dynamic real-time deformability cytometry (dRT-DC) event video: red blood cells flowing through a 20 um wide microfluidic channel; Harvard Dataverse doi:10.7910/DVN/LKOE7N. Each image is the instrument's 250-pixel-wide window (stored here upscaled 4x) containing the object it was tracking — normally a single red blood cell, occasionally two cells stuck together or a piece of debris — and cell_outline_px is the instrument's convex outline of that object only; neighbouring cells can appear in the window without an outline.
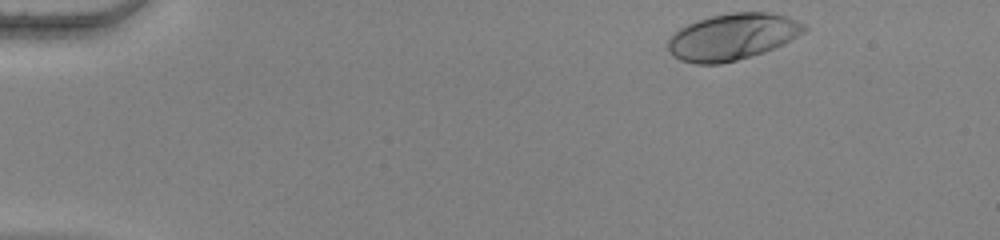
{"species": "human", "species_latin": "Homo sapiens", "temperature_condition": "warm", "stored_images_in_passage": 48, "camera_frame_rate_fps": 3000, "um_per_image_px": 0.085, "donor": {"sex": "female"}, "frame": {"image": 1, "passage_image": 1, "time_ms": 0.0, "image_size_px": [1000, 240], "cell_outline_px": [[808, 28], [804, 32], [764, 52], [736, 60], [720, 64], [696, 64], [680, 60], [672, 56], [668, 48], [668, 40], [680, 28], [688, 24], [712, 16], [732, 12], [772, 12], [796, 20], [804, 24]], "centroid_in_image_um": [62.23, 3.13], "position_along_channel_um": 22.8, "area_um2": 36.41}}
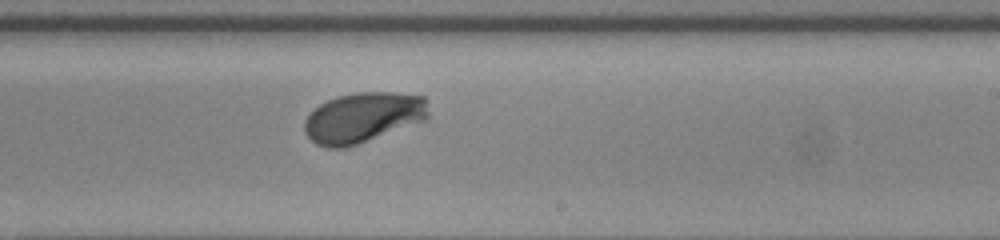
{"frame": {"image": 2, "passage_image": 28, "time_ms": 9.0, "image_size_px": [1000, 240], "cell_outline_px": [[428, 116], [424, 120], [356, 144], [344, 148], [328, 148], [316, 144], [304, 132], [304, 120], [320, 104], [328, 100], [340, 96], [356, 92], [392, 92], [424, 96], [428, 112]], "centroid_in_image_um": [30.83, 9.98], "position_along_channel_um": 258.2, "area_um2": 35.78}}
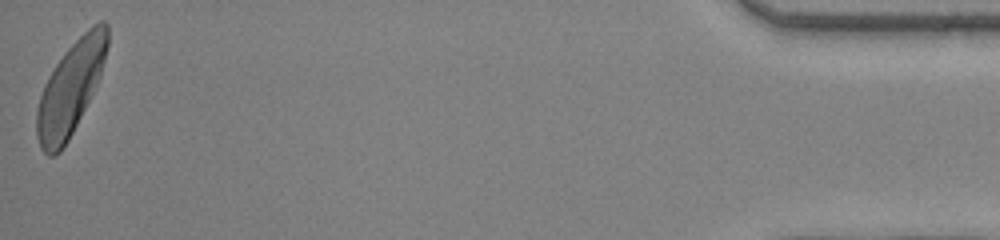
{"frame": {"image": 3, "passage_image": 48, "time_ms": 15.667, "image_size_px": [1000, 240], "cell_outline_px": [[108, 44], [100, 76], [68, 140], [60, 152], [52, 156], [48, 156], [40, 148], [36, 136], [36, 112], [40, 96], [44, 84], [48, 76], [64, 52], [92, 24], [100, 20], [104, 20], [108, 24]], "centroid_in_image_um": [5.97, 7.49], "position_along_channel_um": 429.2, "area_um2": 37.69}, "authors_computed_cell_mechanics": {"area_um2": 35.9805, "velocity_mm_per_s": 3.8235, "shape_relaxation_time_tau1_ms": 2.3661, "shape_relaxation_time_tau2_ms": null, "deformation_change_tau1": 0.1858, "deformation_change_tau2": null}}